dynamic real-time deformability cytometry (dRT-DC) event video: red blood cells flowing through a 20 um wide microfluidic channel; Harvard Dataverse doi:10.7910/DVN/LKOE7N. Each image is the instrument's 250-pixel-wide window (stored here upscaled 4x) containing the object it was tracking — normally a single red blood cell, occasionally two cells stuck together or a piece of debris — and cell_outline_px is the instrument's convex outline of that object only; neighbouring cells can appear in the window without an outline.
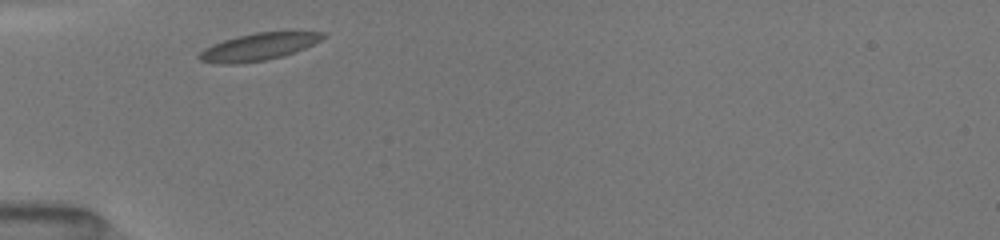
{"species": "common noctule bat (a hibernating species)", "species_latin": "Nyctalus noctula", "temperature_condition": "room temperature", "stored_images_in_passage": 6, "camera_frame_rate_fps": 3000, "um_per_image_px": 0.085, "animal": {"sex": "female", "body_mass_g": 19.5, "forearm_length_mm": 54.1}, "frame": {"image": 1, "passage_image": 1, "time_ms": 0.0, "image_size_px": [1000, 240], "cell_outline_px": [[328, 36], [296, 52], [284, 56], [268, 60], [240, 64], [220, 64], [200, 60], [196, 56], [204, 48], [212, 44], [236, 36], [256, 32], [328, 32]], "centroid_in_image_um": [21.97, 3.99], "position_along_channel_um": 63.0, "area_um2": 19.83}}
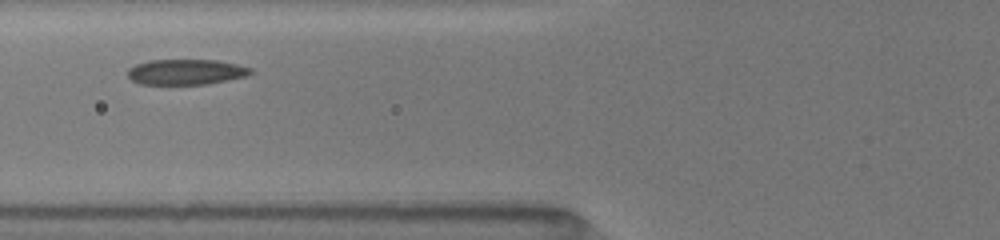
{"frame": {"image": 2, "passage_image": 4, "time_ms": 1.333, "image_size_px": [1000, 240], "cell_outline_px": [[252, 72], [248, 76], [208, 84], [140, 84], [132, 80], [128, 76], [128, 68], [136, 64], [148, 60], [216, 60], [236, 64], [252, 68]], "centroid_in_image_um": [15.81, 6.11], "position_along_channel_um": 110.0, "area_um2": 18.26}}